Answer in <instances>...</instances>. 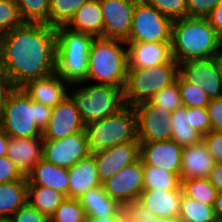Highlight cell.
<instances>
[{"instance_id": "cell-36", "label": "cell", "mask_w": 222, "mask_h": 222, "mask_svg": "<svg viewBox=\"0 0 222 222\" xmlns=\"http://www.w3.org/2000/svg\"><path fill=\"white\" fill-rule=\"evenodd\" d=\"M178 87L183 106L206 108L209 98L195 83L184 81L178 75Z\"/></svg>"}, {"instance_id": "cell-51", "label": "cell", "mask_w": 222, "mask_h": 222, "mask_svg": "<svg viewBox=\"0 0 222 222\" xmlns=\"http://www.w3.org/2000/svg\"><path fill=\"white\" fill-rule=\"evenodd\" d=\"M9 136L4 132H0V157L7 155Z\"/></svg>"}, {"instance_id": "cell-29", "label": "cell", "mask_w": 222, "mask_h": 222, "mask_svg": "<svg viewBox=\"0 0 222 222\" xmlns=\"http://www.w3.org/2000/svg\"><path fill=\"white\" fill-rule=\"evenodd\" d=\"M66 196L53 188L28 185L27 201L44 214L48 219L54 214L57 207Z\"/></svg>"}, {"instance_id": "cell-45", "label": "cell", "mask_w": 222, "mask_h": 222, "mask_svg": "<svg viewBox=\"0 0 222 222\" xmlns=\"http://www.w3.org/2000/svg\"><path fill=\"white\" fill-rule=\"evenodd\" d=\"M206 109L211 121V131L222 132V97L210 99Z\"/></svg>"}, {"instance_id": "cell-44", "label": "cell", "mask_w": 222, "mask_h": 222, "mask_svg": "<svg viewBox=\"0 0 222 222\" xmlns=\"http://www.w3.org/2000/svg\"><path fill=\"white\" fill-rule=\"evenodd\" d=\"M24 177L17 165L7 156L0 157V184L20 180Z\"/></svg>"}, {"instance_id": "cell-4", "label": "cell", "mask_w": 222, "mask_h": 222, "mask_svg": "<svg viewBox=\"0 0 222 222\" xmlns=\"http://www.w3.org/2000/svg\"><path fill=\"white\" fill-rule=\"evenodd\" d=\"M125 41L94 38L89 51L87 81L111 85L124 90L128 71Z\"/></svg>"}, {"instance_id": "cell-18", "label": "cell", "mask_w": 222, "mask_h": 222, "mask_svg": "<svg viewBox=\"0 0 222 222\" xmlns=\"http://www.w3.org/2000/svg\"><path fill=\"white\" fill-rule=\"evenodd\" d=\"M143 165H152L176 173L180 177L182 147L174 140L140 143Z\"/></svg>"}, {"instance_id": "cell-23", "label": "cell", "mask_w": 222, "mask_h": 222, "mask_svg": "<svg viewBox=\"0 0 222 222\" xmlns=\"http://www.w3.org/2000/svg\"><path fill=\"white\" fill-rule=\"evenodd\" d=\"M68 175V198L78 199L88 190L102 185L92 154L68 168Z\"/></svg>"}, {"instance_id": "cell-52", "label": "cell", "mask_w": 222, "mask_h": 222, "mask_svg": "<svg viewBox=\"0 0 222 222\" xmlns=\"http://www.w3.org/2000/svg\"><path fill=\"white\" fill-rule=\"evenodd\" d=\"M213 207H214L215 216L222 217V191L217 192Z\"/></svg>"}, {"instance_id": "cell-48", "label": "cell", "mask_w": 222, "mask_h": 222, "mask_svg": "<svg viewBox=\"0 0 222 222\" xmlns=\"http://www.w3.org/2000/svg\"><path fill=\"white\" fill-rule=\"evenodd\" d=\"M207 178L217 192L222 191V164L215 163Z\"/></svg>"}, {"instance_id": "cell-37", "label": "cell", "mask_w": 222, "mask_h": 222, "mask_svg": "<svg viewBox=\"0 0 222 222\" xmlns=\"http://www.w3.org/2000/svg\"><path fill=\"white\" fill-rule=\"evenodd\" d=\"M153 105L159 106L167 111L173 112L182 106L180 90L177 80L161 89L150 100Z\"/></svg>"}, {"instance_id": "cell-11", "label": "cell", "mask_w": 222, "mask_h": 222, "mask_svg": "<svg viewBox=\"0 0 222 222\" xmlns=\"http://www.w3.org/2000/svg\"><path fill=\"white\" fill-rule=\"evenodd\" d=\"M137 114L139 143L171 140V112L153 105L149 100L134 106Z\"/></svg>"}, {"instance_id": "cell-25", "label": "cell", "mask_w": 222, "mask_h": 222, "mask_svg": "<svg viewBox=\"0 0 222 222\" xmlns=\"http://www.w3.org/2000/svg\"><path fill=\"white\" fill-rule=\"evenodd\" d=\"M28 185L53 188L68 198V168L56 166L41 159L27 175Z\"/></svg>"}, {"instance_id": "cell-33", "label": "cell", "mask_w": 222, "mask_h": 222, "mask_svg": "<svg viewBox=\"0 0 222 222\" xmlns=\"http://www.w3.org/2000/svg\"><path fill=\"white\" fill-rule=\"evenodd\" d=\"M88 0H50L49 25L66 26L76 11Z\"/></svg>"}, {"instance_id": "cell-20", "label": "cell", "mask_w": 222, "mask_h": 222, "mask_svg": "<svg viewBox=\"0 0 222 222\" xmlns=\"http://www.w3.org/2000/svg\"><path fill=\"white\" fill-rule=\"evenodd\" d=\"M14 162L24 176L43 158L42 136L15 138L9 137L6 155Z\"/></svg>"}, {"instance_id": "cell-27", "label": "cell", "mask_w": 222, "mask_h": 222, "mask_svg": "<svg viewBox=\"0 0 222 222\" xmlns=\"http://www.w3.org/2000/svg\"><path fill=\"white\" fill-rule=\"evenodd\" d=\"M28 179L0 184V216H12L15 211L27 202Z\"/></svg>"}, {"instance_id": "cell-1", "label": "cell", "mask_w": 222, "mask_h": 222, "mask_svg": "<svg viewBox=\"0 0 222 222\" xmlns=\"http://www.w3.org/2000/svg\"><path fill=\"white\" fill-rule=\"evenodd\" d=\"M0 68L12 88L55 73L56 31L46 23L24 22L0 37Z\"/></svg>"}, {"instance_id": "cell-8", "label": "cell", "mask_w": 222, "mask_h": 222, "mask_svg": "<svg viewBox=\"0 0 222 222\" xmlns=\"http://www.w3.org/2000/svg\"><path fill=\"white\" fill-rule=\"evenodd\" d=\"M82 122L87 124L111 116L125 106L123 91L105 84L85 85L70 91Z\"/></svg>"}, {"instance_id": "cell-2", "label": "cell", "mask_w": 222, "mask_h": 222, "mask_svg": "<svg viewBox=\"0 0 222 222\" xmlns=\"http://www.w3.org/2000/svg\"><path fill=\"white\" fill-rule=\"evenodd\" d=\"M220 48L221 38L207 18L186 17L173 21L171 51L178 63L215 58Z\"/></svg>"}, {"instance_id": "cell-28", "label": "cell", "mask_w": 222, "mask_h": 222, "mask_svg": "<svg viewBox=\"0 0 222 222\" xmlns=\"http://www.w3.org/2000/svg\"><path fill=\"white\" fill-rule=\"evenodd\" d=\"M170 122L172 127V137L181 147L193 145L202 140V135L189 125V114L187 107L180 106L171 112Z\"/></svg>"}, {"instance_id": "cell-35", "label": "cell", "mask_w": 222, "mask_h": 222, "mask_svg": "<svg viewBox=\"0 0 222 222\" xmlns=\"http://www.w3.org/2000/svg\"><path fill=\"white\" fill-rule=\"evenodd\" d=\"M49 219L53 222H86L87 217L78 199L66 197Z\"/></svg>"}, {"instance_id": "cell-7", "label": "cell", "mask_w": 222, "mask_h": 222, "mask_svg": "<svg viewBox=\"0 0 222 222\" xmlns=\"http://www.w3.org/2000/svg\"><path fill=\"white\" fill-rule=\"evenodd\" d=\"M178 63H162L148 68H128L123 90L124 104L135 106L150 100L178 77Z\"/></svg>"}, {"instance_id": "cell-12", "label": "cell", "mask_w": 222, "mask_h": 222, "mask_svg": "<svg viewBox=\"0 0 222 222\" xmlns=\"http://www.w3.org/2000/svg\"><path fill=\"white\" fill-rule=\"evenodd\" d=\"M178 66V75L184 81L195 83L209 100L222 97V77L216 57L187 60L178 63Z\"/></svg>"}, {"instance_id": "cell-10", "label": "cell", "mask_w": 222, "mask_h": 222, "mask_svg": "<svg viewBox=\"0 0 222 222\" xmlns=\"http://www.w3.org/2000/svg\"><path fill=\"white\" fill-rule=\"evenodd\" d=\"M144 168L141 158L122 168L102 183L105 193L126 209L132 208L143 191Z\"/></svg>"}, {"instance_id": "cell-41", "label": "cell", "mask_w": 222, "mask_h": 222, "mask_svg": "<svg viewBox=\"0 0 222 222\" xmlns=\"http://www.w3.org/2000/svg\"><path fill=\"white\" fill-rule=\"evenodd\" d=\"M13 222H46L48 218L28 201L11 216Z\"/></svg>"}, {"instance_id": "cell-26", "label": "cell", "mask_w": 222, "mask_h": 222, "mask_svg": "<svg viewBox=\"0 0 222 222\" xmlns=\"http://www.w3.org/2000/svg\"><path fill=\"white\" fill-rule=\"evenodd\" d=\"M66 27L73 31L90 34L95 38H102L103 16L99 0H88L84 3Z\"/></svg>"}, {"instance_id": "cell-38", "label": "cell", "mask_w": 222, "mask_h": 222, "mask_svg": "<svg viewBox=\"0 0 222 222\" xmlns=\"http://www.w3.org/2000/svg\"><path fill=\"white\" fill-rule=\"evenodd\" d=\"M172 21L188 17L187 0H145Z\"/></svg>"}, {"instance_id": "cell-14", "label": "cell", "mask_w": 222, "mask_h": 222, "mask_svg": "<svg viewBox=\"0 0 222 222\" xmlns=\"http://www.w3.org/2000/svg\"><path fill=\"white\" fill-rule=\"evenodd\" d=\"M138 0H99L102 16V38L128 39L134 7Z\"/></svg>"}, {"instance_id": "cell-49", "label": "cell", "mask_w": 222, "mask_h": 222, "mask_svg": "<svg viewBox=\"0 0 222 222\" xmlns=\"http://www.w3.org/2000/svg\"><path fill=\"white\" fill-rule=\"evenodd\" d=\"M12 89L7 75L0 68V112L5 102L8 92Z\"/></svg>"}, {"instance_id": "cell-53", "label": "cell", "mask_w": 222, "mask_h": 222, "mask_svg": "<svg viewBox=\"0 0 222 222\" xmlns=\"http://www.w3.org/2000/svg\"><path fill=\"white\" fill-rule=\"evenodd\" d=\"M217 62H218V66L220 68V72H221V77H222V49L219 52V54L216 56Z\"/></svg>"}, {"instance_id": "cell-55", "label": "cell", "mask_w": 222, "mask_h": 222, "mask_svg": "<svg viewBox=\"0 0 222 222\" xmlns=\"http://www.w3.org/2000/svg\"><path fill=\"white\" fill-rule=\"evenodd\" d=\"M2 131V118H1V112H0V132Z\"/></svg>"}, {"instance_id": "cell-5", "label": "cell", "mask_w": 222, "mask_h": 222, "mask_svg": "<svg viewBox=\"0 0 222 222\" xmlns=\"http://www.w3.org/2000/svg\"><path fill=\"white\" fill-rule=\"evenodd\" d=\"M56 31L55 72L69 85L87 82L88 58L95 37L58 26Z\"/></svg>"}, {"instance_id": "cell-15", "label": "cell", "mask_w": 222, "mask_h": 222, "mask_svg": "<svg viewBox=\"0 0 222 222\" xmlns=\"http://www.w3.org/2000/svg\"><path fill=\"white\" fill-rule=\"evenodd\" d=\"M91 154L97 166L99 180L103 183L140 158V143L139 141L121 143Z\"/></svg>"}, {"instance_id": "cell-46", "label": "cell", "mask_w": 222, "mask_h": 222, "mask_svg": "<svg viewBox=\"0 0 222 222\" xmlns=\"http://www.w3.org/2000/svg\"><path fill=\"white\" fill-rule=\"evenodd\" d=\"M126 220L127 222H181L178 217L160 218L156 216L142 214L137 212L133 207L127 209Z\"/></svg>"}, {"instance_id": "cell-47", "label": "cell", "mask_w": 222, "mask_h": 222, "mask_svg": "<svg viewBox=\"0 0 222 222\" xmlns=\"http://www.w3.org/2000/svg\"><path fill=\"white\" fill-rule=\"evenodd\" d=\"M220 38H222V0L206 17Z\"/></svg>"}, {"instance_id": "cell-13", "label": "cell", "mask_w": 222, "mask_h": 222, "mask_svg": "<svg viewBox=\"0 0 222 222\" xmlns=\"http://www.w3.org/2000/svg\"><path fill=\"white\" fill-rule=\"evenodd\" d=\"M90 154L85 130L62 139L43 140V159L56 166L71 168Z\"/></svg>"}, {"instance_id": "cell-39", "label": "cell", "mask_w": 222, "mask_h": 222, "mask_svg": "<svg viewBox=\"0 0 222 222\" xmlns=\"http://www.w3.org/2000/svg\"><path fill=\"white\" fill-rule=\"evenodd\" d=\"M15 0H0V37L23 24Z\"/></svg>"}, {"instance_id": "cell-6", "label": "cell", "mask_w": 222, "mask_h": 222, "mask_svg": "<svg viewBox=\"0 0 222 222\" xmlns=\"http://www.w3.org/2000/svg\"><path fill=\"white\" fill-rule=\"evenodd\" d=\"M85 131L91 153L117 144L138 141L135 108L125 105L115 114L87 124Z\"/></svg>"}, {"instance_id": "cell-40", "label": "cell", "mask_w": 222, "mask_h": 222, "mask_svg": "<svg viewBox=\"0 0 222 222\" xmlns=\"http://www.w3.org/2000/svg\"><path fill=\"white\" fill-rule=\"evenodd\" d=\"M189 114V125L202 136L211 131V121L206 108L187 107Z\"/></svg>"}, {"instance_id": "cell-19", "label": "cell", "mask_w": 222, "mask_h": 222, "mask_svg": "<svg viewBox=\"0 0 222 222\" xmlns=\"http://www.w3.org/2000/svg\"><path fill=\"white\" fill-rule=\"evenodd\" d=\"M128 68H148L162 63H178L172 56L171 42H125Z\"/></svg>"}, {"instance_id": "cell-42", "label": "cell", "mask_w": 222, "mask_h": 222, "mask_svg": "<svg viewBox=\"0 0 222 222\" xmlns=\"http://www.w3.org/2000/svg\"><path fill=\"white\" fill-rule=\"evenodd\" d=\"M221 0H187L188 17L206 18Z\"/></svg>"}, {"instance_id": "cell-9", "label": "cell", "mask_w": 222, "mask_h": 222, "mask_svg": "<svg viewBox=\"0 0 222 222\" xmlns=\"http://www.w3.org/2000/svg\"><path fill=\"white\" fill-rule=\"evenodd\" d=\"M173 21L145 0L134 7L132 24L125 42H171Z\"/></svg>"}, {"instance_id": "cell-22", "label": "cell", "mask_w": 222, "mask_h": 222, "mask_svg": "<svg viewBox=\"0 0 222 222\" xmlns=\"http://www.w3.org/2000/svg\"><path fill=\"white\" fill-rule=\"evenodd\" d=\"M214 164V159L203 140L184 146L182 147L180 181L190 178H207Z\"/></svg>"}, {"instance_id": "cell-17", "label": "cell", "mask_w": 222, "mask_h": 222, "mask_svg": "<svg viewBox=\"0 0 222 222\" xmlns=\"http://www.w3.org/2000/svg\"><path fill=\"white\" fill-rule=\"evenodd\" d=\"M182 190L143 189L133 208L142 214L160 218L178 217Z\"/></svg>"}, {"instance_id": "cell-24", "label": "cell", "mask_w": 222, "mask_h": 222, "mask_svg": "<svg viewBox=\"0 0 222 222\" xmlns=\"http://www.w3.org/2000/svg\"><path fill=\"white\" fill-rule=\"evenodd\" d=\"M78 200L85 210L86 217L126 216L127 209L110 198L102 185L88 190Z\"/></svg>"}, {"instance_id": "cell-34", "label": "cell", "mask_w": 222, "mask_h": 222, "mask_svg": "<svg viewBox=\"0 0 222 222\" xmlns=\"http://www.w3.org/2000/svg\"><path fill=\"white\" fill-rule=\"evenodd\" d=\"M23 22L49 25L50 0H15Z\"/></svg>"}, {"instance_id": "cell-16", "label": "cell", "mask_w": 222, "mask_h": 222, "mask_svg": "<svg viewBox=\"0 0 222 222\" xmlns=\"http://www.w3.org/2000/svg\"><path fill=\"white\" fill-rule=\"evenodd\" d=\"M85 130L80 113L68 95L52 108L50 120L42 132L43 140H57Z\"/></svg>"}, {"instance_id": "cell-50", "label": "cell", "mask_w": 222, "mask_h": 222, "mask_svg": "<svg viewBox=\"0 0 222 222\" xmlns=\"http://www.w3.org/2000/svg\"><path fill=\"white\" fill-rule=\"evenodd\" d=\"M86 222H127L126 216L87 217Z\"/></svg>"}, {"instance_id": "cell-21", "label": "cell", "mask_w": 222, "mask_h": 222, "mask_svg": "<svg viewBox=\"0 0 222 222\" xmlns=\"http://www.w3.org/2000/svg\"><path fill=\"white\" fill-rule=\"evenodd\" d=\"M65 84L55 72L48 77L32 80L22 88L33 101L53 108L69 95Z\"/></svg>"}, {"instance_id": "cell-56", "label": "cell", "mask_w": 222, "mask_h": 222, "mask_svg": "<svg viewBox=\"0 0 222 222\" xmlns=\"http://www.w3.org/2000/svg\"><path fill=\"white\" fill-rule=\"evenodd\" d=\"M215 222H222V217H216Z\"/></svg>"}, {"instance_id": "cell-32", "label": "cell", "mask_w": 222, "mask_h": 222, "mask_svg": "<svg viewBox=\"0 0 222 222\" xmlns=\"http://www.w3.org/2000/svg\"><path fill=\"white\" fill-rule=\"evenodd\" d=\"M182 192L189 198L214 205L217 190L209 182L208 178H190L181 180Z\"/></svg>"}, {"instance_id": "cell-31", "label": "cell", "mask_w": 222, "mask_h": 222, "mask_svg": "<svg viewBox=\"0 0 222 222\" xmlns=\"http://www.w3.org/2000/svg\"><path fill=\"white\" fill-rule=\"evenodd\" d=\"M213 206L182 194L178 218L181 222H215Z\"/></svg>"}, {"instance_id": "cell-3", "label": "cell", "mask_w": 222, "mask_h": 222, "mask_svg": "<svg viewBox=\"0 0 222 222\" xmlns=\"http://www.w3.org/2000/svg\"><path fill=\"white\" fill-rule=\"evenodd\" d=\"M52 108L33 101L23 88H12L1 109L2 131L9 137L42 136Z\"/></svg>"}, {"instance_id": "cell-43", "label": "cell", "mask_w": 222, "mask_h": 222, "mask_svg": "<svg viewBox=\"0 0 222 222\" xmlns=\"http://www.w3.org/2000/svg\"><path fill=\"white\" fill-rule=\"evenodd\" d=\"M202 140L214 162L222 164V132L210 131Z\"/></svg>"}, {"instance_id": "cell-54", "label": "cell", "mask_w": 222, "mask_h": 222, "mask_svg": "<svg viewBox=\"0 0 222 222\" xmlns=\"http://www.w3.org/2000/svg\"><path fill=\"white\" fill-rule=\"evenodd\" d=\"M0 222H13L11 216H0Z\"/></svg>"}, {"instance_id": "cell-30", "label": "cell", "mask_w": 222, "mask_h": 222, "mask_svg": "<svg viewBox=\"0 0 222 222\" xmlns=\"http://www.w3.org/2000/svg\"><path fill=\"white\" fill-rule=\"evenodd\" d=\"M143 189L182 190L180 177L166 169L152 165H143Z\"/></svg>"}]
</instances>
